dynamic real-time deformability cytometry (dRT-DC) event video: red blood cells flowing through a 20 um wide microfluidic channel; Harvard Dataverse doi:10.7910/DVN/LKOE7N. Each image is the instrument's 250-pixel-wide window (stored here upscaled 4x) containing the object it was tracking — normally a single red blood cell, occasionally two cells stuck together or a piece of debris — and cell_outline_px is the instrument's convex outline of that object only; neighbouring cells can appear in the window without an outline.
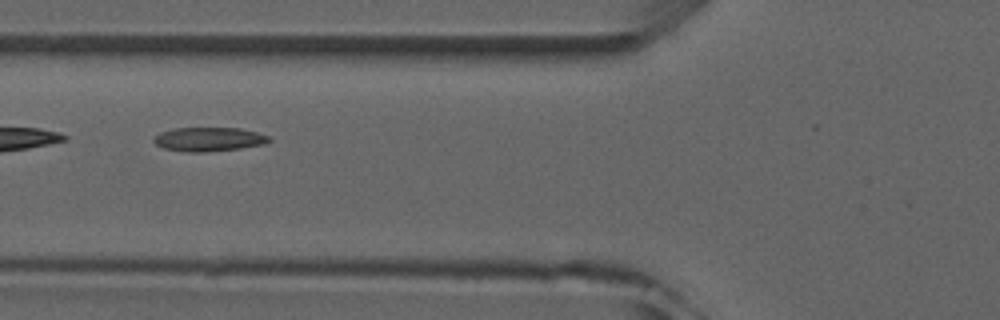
{"species": "common noctule bat (a hibernating species)", "species_latin": "Nyctalus noctula", "temperature_condition": "room temperature", "stored_images_in_passage": 7, "camera_frame_rate_fps": 3000, "um_per_image_px": 0.085, "animal": {"sex": "male", "forearm_length_mm": 52.5}, "frame": {"image": 1, "passage_image": 5, "time_ms": 5.667, "image_size_px": [1000, 320], "cell_outline_px": [[272, 140], [264, 144], [240, 148], [204, 152], [184, 152], [164, 148], [156, 144], [152, 140], [160, 132], [176, 128], [240, 128], [256, 132], [268, 136]], "centroid_in_image_um": [17.74, 11.84], "position_along_channel_um": 108.1, "area_um2": 16.01}}
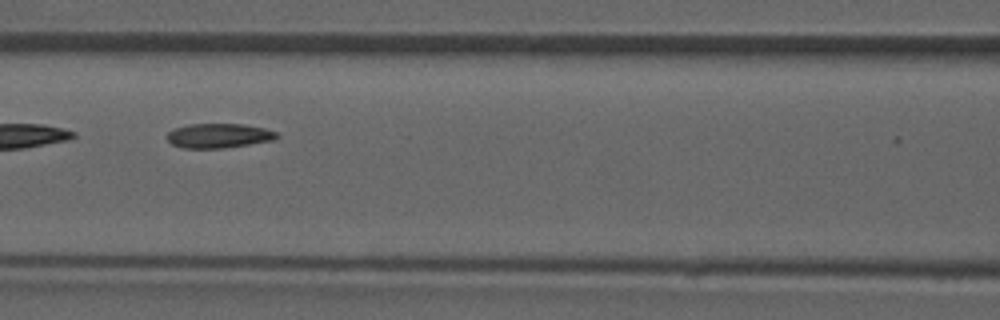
{"frame": {"image": 2, "passage_image": 6, "time_ms": 6.667, "image_size_px": [1000, 320], "cell_outline_px": [[280, 136], [272, 140], [224, 148], [184, 148], [172, 144], [168, 140], [168, 132], [176, 128], [188, 124], [244, 124], [264, 128], [276, 132]], "centroid_in_image_um": [18.6, 11.53], "position_along_channel_um": 148.0, "area_um2": 15.49}}